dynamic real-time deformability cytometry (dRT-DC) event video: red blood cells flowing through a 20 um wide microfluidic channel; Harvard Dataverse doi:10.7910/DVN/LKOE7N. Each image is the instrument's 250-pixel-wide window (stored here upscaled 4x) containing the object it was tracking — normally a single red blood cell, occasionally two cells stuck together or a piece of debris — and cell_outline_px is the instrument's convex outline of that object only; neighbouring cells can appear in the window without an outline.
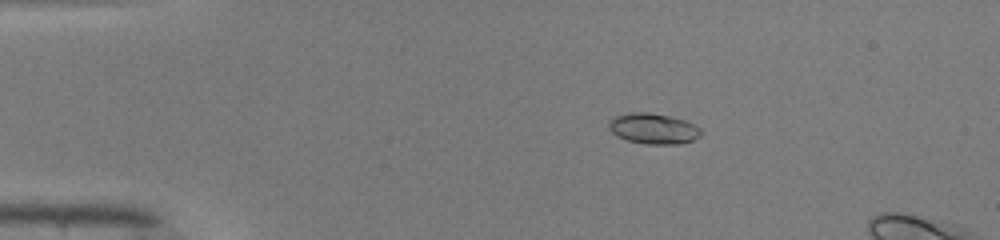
{"species": "common noctule bat (a hibernating species)", "species_latin": "Nyctalus noctula", "temperature_condition": "warm", "stored_images_in_passage": 10, "camera_frame_rate_fps": 3000, "um_per_image_px": 0.085, "animal": {"sex": "male", "body_mass_g": 19.0, "forearm_length_mm": 50.8}, "frame": {"image": 1, "passage_image": 4, "time_ms": 1.0, "image_size_px": [1000, 240], "cell_outline_px": [[704, 132], [700, 136], [692, 140], [680, 144], [644, 144], [628, 140], [616, 136], [608, 128], [608, 124], [616, 116], [632, 112], [648, 112], [668, 116], [684, 120], [700, 128]], "centroid_in_image_um": [55.55, 10.94], "position_along_channel_um": 29.5, "area_um2": 16.36}}